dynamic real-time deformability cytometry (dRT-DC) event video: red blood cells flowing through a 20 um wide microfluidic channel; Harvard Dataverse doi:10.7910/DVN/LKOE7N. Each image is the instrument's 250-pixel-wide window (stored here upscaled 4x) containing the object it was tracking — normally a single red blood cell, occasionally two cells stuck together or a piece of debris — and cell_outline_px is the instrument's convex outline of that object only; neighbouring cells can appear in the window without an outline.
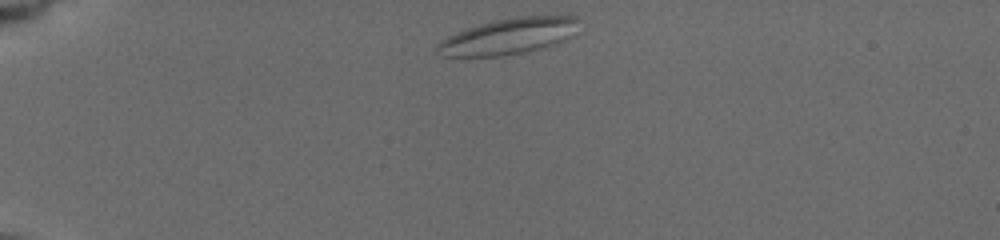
{"species": "common noctule bat (a hibernating species)", "species_latin": "Nyctalus noctula", "temperature_condition": "cold", "stored_images_in_passage": 8, "camera_frame_rate_fps": 3000, "um_per_image_px": 0.085, "animal": {"sex": "female", "body_mass_g": 19.5, "forearm_length_mm": 54.1}, "frame": {"image": 1, "passage_image": 1, "time_ms": 0.0, "image_size_px": [1000, 240], "cell_outline_px": [[576, 20], [560, 40], [536, 48], [520, 52], [496, 56], [444, 56], [436, 48], [448, 36], [468, 28], [480, 24], [496, 20], [520, 16], [576, 16]], "centroid_in_image_um": [43.07, 3.07], "position_along_channel_um": 41.9, "area_um2": 27.63}}